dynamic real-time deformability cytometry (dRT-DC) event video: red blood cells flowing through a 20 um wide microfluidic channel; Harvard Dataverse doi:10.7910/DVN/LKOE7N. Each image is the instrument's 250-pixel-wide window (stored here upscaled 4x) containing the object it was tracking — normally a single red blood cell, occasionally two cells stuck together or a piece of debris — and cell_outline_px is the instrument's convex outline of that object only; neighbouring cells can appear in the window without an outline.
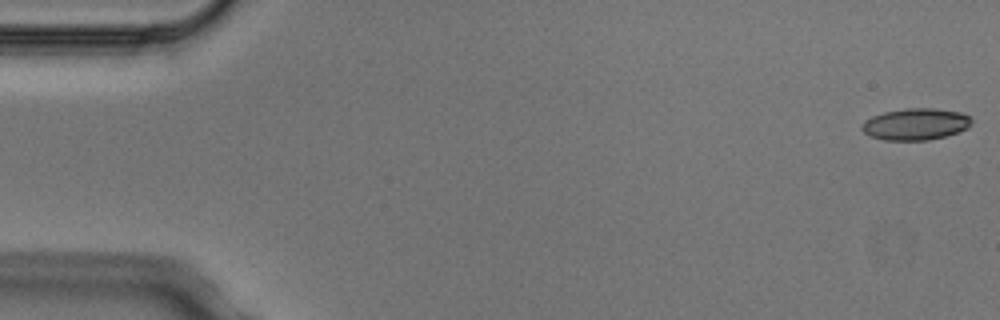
{"species": "Egyptian fruit bat (a non-hibernating species)", "species_latin": "Rousettus aegyptiacus", "temperature_condition": "cold", "stored_images_in_passage": 5, "segment_of_instrument_passage": [1, 2], "camera_frame_rate_fps": 3000, "um_per_image_px": 0.085, "animal": {"sex": "male"}, "frame": {"image": 1, "passage_image": 1, "time_ms": 0.0, "image_size_px": [1000, 320], "cell_outline_px": [[972, 120], [968, 128], [960, 132], [948, 136], [928, 140], [884, 140], [872, 136], [864, 132], [860, 128], [860, 124], [864, 120], [872, 116], [884, 112], [904, 108], [932, 108], [960, 112], [972, 116]], "centroid_in_image_um": [77.84, 10.55], "position_along_channel_um": 7.2, "area_um2": 20.52}}
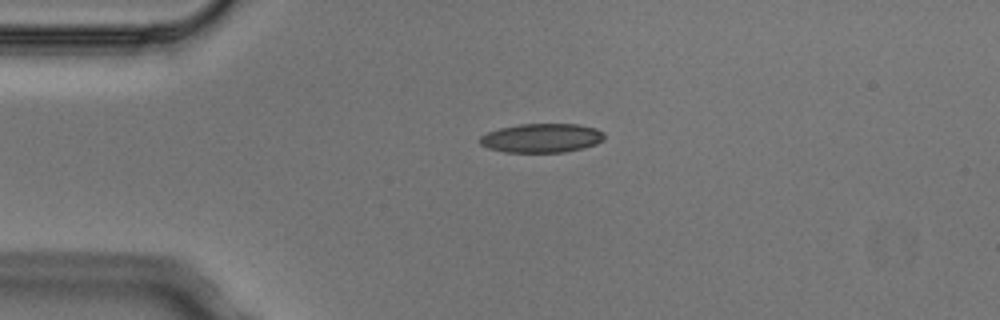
{"frame": {"image": 2, "passage_image": 3, "time_ms": 0.667, "image_size_px": [1000, 320], "cell_outline_px": [[604, 140], [596, 144], [584, 148], [564, 152], [504, 152], [488, 148], [480, 144], [480, 136], [488, 132], [500, 128], [520, 124], [576, 124], [596, 128], [604, 132]], "centroid_in_image_um": [46.06, 11.73], "position_along_channel_um": 38.9, "area_um2": 21.1}}